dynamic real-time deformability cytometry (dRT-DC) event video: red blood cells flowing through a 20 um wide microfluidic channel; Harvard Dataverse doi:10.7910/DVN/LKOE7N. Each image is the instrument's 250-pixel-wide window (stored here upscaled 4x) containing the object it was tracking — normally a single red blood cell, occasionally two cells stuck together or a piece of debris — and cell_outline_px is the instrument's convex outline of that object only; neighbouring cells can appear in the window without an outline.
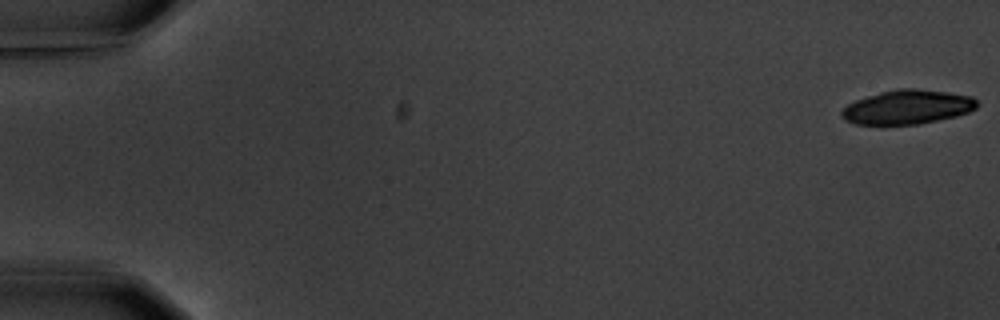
{"species": "common noctule bat (a hibernating species)", "species_latin": "Nyctalus noctula", "temperature_condition": "warm", "stored_images_in_passage": 6, "camera_frame_rate_fps": 3000, "um_per_image_px": 0.085, "animal": {"sex": "male", "body_mass_g": 20.1, "forearm_length_mm": 53.5}, "frame": {"image": 1, "passage_image": 1, "time_ms": 0.0, "image_size_px": [1000, 320], "cell_outline_px": [[980, 104], [976, 108], [968, 112], [956, 116], [920, 124], [880, 128], [856, 124], [844, 120], [840, 116], [840, 112], [848, 104], [856, 100], [880, 92], [900, 88], [916, 88], [948, 92], [972, 96]], "centroid_in_image_um": [77.08, 9.15], "position_along_channel_um": 7.9, "area_um2": 27.92}}